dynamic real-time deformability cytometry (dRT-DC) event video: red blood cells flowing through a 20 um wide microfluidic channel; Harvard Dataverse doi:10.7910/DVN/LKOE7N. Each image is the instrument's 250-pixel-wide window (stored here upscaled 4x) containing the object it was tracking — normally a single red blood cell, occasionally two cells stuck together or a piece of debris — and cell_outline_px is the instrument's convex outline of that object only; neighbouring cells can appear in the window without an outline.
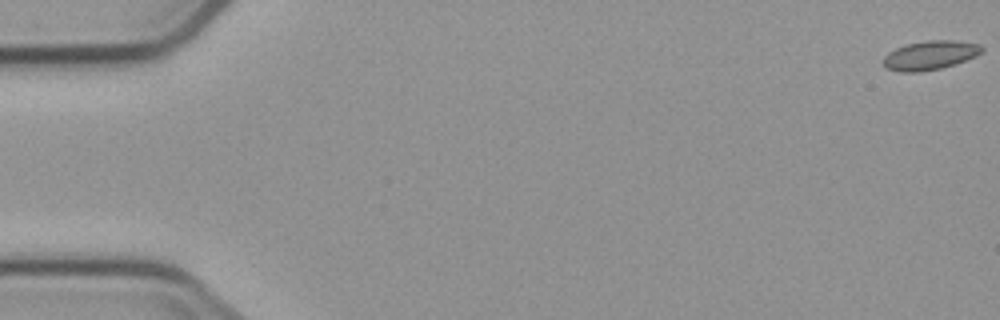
{"species": "common noctule bat (a hibernating species)", "species_latin": "Nyctalus noctula", "temperature_condition": "cold", "stored_images_in_passage": 4, "camera_frame_rate_fps": 3000, "um_per_image_px": 0.085, "animal": {"sex": "male", "body_mass_g": 23.1, "forearm_length_mm": 52.7}, "frame": {"image": 1, "passage_image": 1, "time_ms": 0.0, "image_size_px": [1000, 320], "cell_outline_px": [[984, 48], [976, 56], [940, 68], [920, 72], [900, 72], [888, 68], [884, 64], [884, 56], [888, 52], [896, 48], [908, 44], [928, 40], [956, 40], [980, 44]], "centroid_in_image_um": [79.06, 4.68], "position_along_channel_um": 5.9, "area_um2": 16.42}}